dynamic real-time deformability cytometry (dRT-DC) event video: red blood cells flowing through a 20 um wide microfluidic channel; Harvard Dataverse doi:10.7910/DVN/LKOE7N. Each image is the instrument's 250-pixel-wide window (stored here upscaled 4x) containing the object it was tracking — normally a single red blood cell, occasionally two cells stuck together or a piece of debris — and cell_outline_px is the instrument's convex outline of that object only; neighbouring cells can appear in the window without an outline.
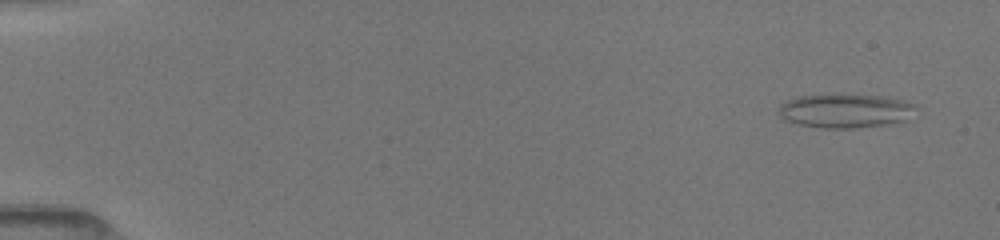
{"species": "common noctule bat (a hibernating species)", "species_latin": "Nyctalus noctula", "temperature_condition": "room temperature", "stored_images_in_passage": 17, "camera_frame_rate_fps": 3000, "um_per_image_px": 0.085, "animal": {"sex": "female", "body_mass_g": 19.5, "forearm_length_mm": 54.1}, "frame": {"image": 1, "passage_image": 3, "time_ms": 0.667, "image_size_px": [1000, 240], "cell_outline_px": [[916, 108], [908, 120], [888, 124], [856, 128], [820, 128], [796, 124], [784, 120], [776, 112], [780, 104], [796, 96], [880, 96], [904, 100], [916, 104]], "centroid_in_image_um": [71.84, 9.45], "position_along_channel_um": 13.2, "area_um2": 26.99}}